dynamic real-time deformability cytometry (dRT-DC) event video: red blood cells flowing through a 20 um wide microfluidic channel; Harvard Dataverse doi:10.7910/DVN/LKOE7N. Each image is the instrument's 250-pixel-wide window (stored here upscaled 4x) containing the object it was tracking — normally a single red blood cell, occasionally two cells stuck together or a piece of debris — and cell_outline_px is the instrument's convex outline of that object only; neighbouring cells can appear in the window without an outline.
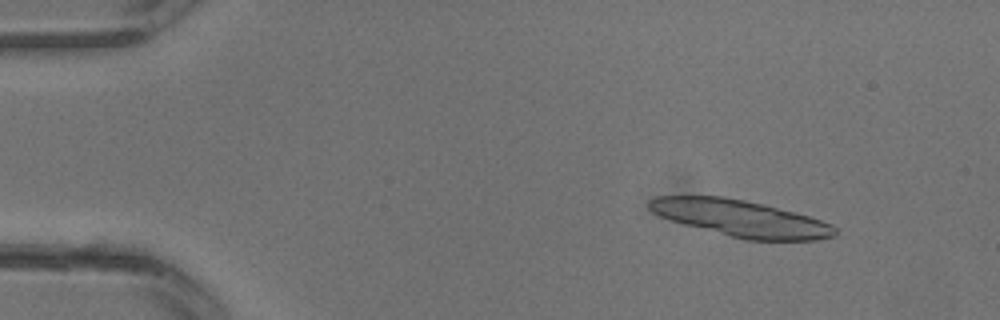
{"species": "common noctule bat (a hibernating species)", "species_latin": "Nyctalus noctula", "temperature_condition": "warm", "stored_images_in_passage": 9, "camera_frame_rate_fps": 3000, "um_per_image_px": 0.085, "animal": {"sex": "male", "body_mass_g": 13.3}, "frame": {"image": 1, "passage_image": 4, "time_ms": 1.0, "image_size_px": [1000, 320], "cell_outline_px": [[836, 236], [816, 240], [744, 240], [684, 224], [660, 216], [652, 212], [648, 208], [648, 200], [656, 196], [724, 196], [744, 200], [796, 212], [832, 224], [836, 228]], "centroid_in_image_um": [62.96, 18.56], "position_along_channel_um": 22.0, "area_um2": 39.42}}